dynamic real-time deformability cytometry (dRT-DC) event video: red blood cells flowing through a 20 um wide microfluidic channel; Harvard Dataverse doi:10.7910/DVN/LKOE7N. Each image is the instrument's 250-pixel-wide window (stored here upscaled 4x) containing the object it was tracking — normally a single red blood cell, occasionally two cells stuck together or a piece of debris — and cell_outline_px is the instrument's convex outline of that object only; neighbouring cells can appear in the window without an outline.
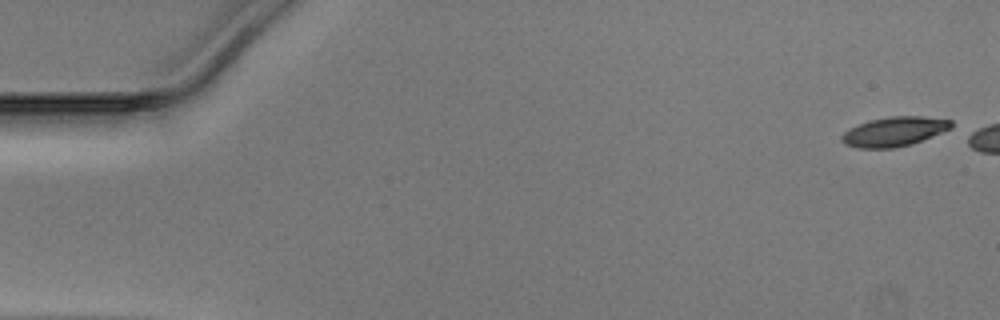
{"species": "Egyptian fruit bat (a non-hibernating species)", "species_latin": "Rousettus aegyptiacus", "temperature_condition": "warm", "stored_images_in_passage": 5, "camera_frame_rate_fps": 3000, "um_per_image_px": 0.085, "animal": {"sex": "male"}, "frame": {"image": 1, "passage_image": 1, "time_ms": 0.0, "image_size_px": [1000, 320], "cell_outline_px": [[952, 128], [912, 144], [892, 148], [856, 148], [844, 144], [840, 140], [840, 136], [844, 132], [860, 124], [872, 120], [892, 116], [920, 116], [952, 120]], "centroid_in_image_um": [76.0, 11.19], "position_along_channel_um": 9.0, "area_um2": 18.61}}